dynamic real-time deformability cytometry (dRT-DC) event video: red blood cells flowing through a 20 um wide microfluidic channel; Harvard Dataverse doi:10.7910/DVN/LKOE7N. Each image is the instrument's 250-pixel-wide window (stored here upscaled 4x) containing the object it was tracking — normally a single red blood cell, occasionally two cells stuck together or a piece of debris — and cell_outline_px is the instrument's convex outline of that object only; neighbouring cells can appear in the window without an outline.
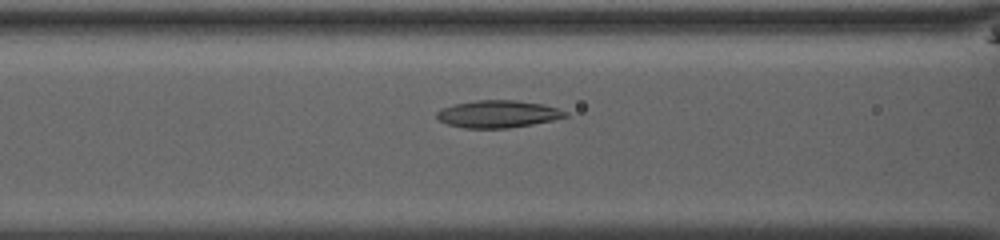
{"species": "common noctule bat (a hibernating species)", "species_latin": "Nyctalus noctula", "temperature_condition": "room temperature", "stored_images_in_passage": 39, "camera_frame_rate_fps": 3000, "um_per_image_px": 0.085, "animal": {"sex": "male", "body_mass_g": 13.0, "forearm_length_mm": 53.1}, "frame": {"image": 1, "passage_image": 10, "time_ms": 3.0, "image_size_px": [1000, 240], "cell_outline_px": [[568, 116], [552, 120], [532, 124], [508, 128], [464, 128], [448, 124], [440, 120], [436, 116], [436, 112], [444, 108], [456, 104], [476, 100], [516, 100], [544, 104], [568, 112]], "centroid_in_image_um": [42.35, 9.69], "position_along_channel_um": 124.3, "area_um2": 20.29}}
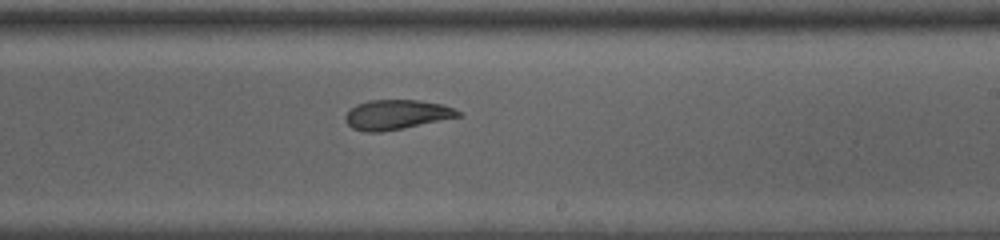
{"frame": {"image": 2, "passage_image": 20, "time_ms": 6.333, "image_size_px": [1000, 240], "cell_outline_px": [[460, 116], [404, 128], [380, 132], [364, 132], [352, 128], [344, 120], [344, 116], [356, 104], [368, 100], [416, 100], [440, 104], [452, 108], [460, 112]], "centroid_in_image_um": [33.64, 9.75], "position_along_channel_um": 255.4, "area_um2": 19.31}}
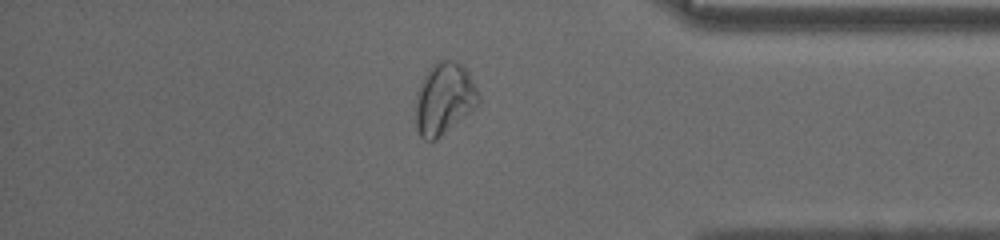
{"frame": {"image": 3, "passage_image": 32, "time_ms": 10.333, "image_size_px": [1000, 240], "cell_outline_px": [[480, 104], [436, 140], [424, 140], [420, 136], [416, 128], [416, 92], [424, 76], [432, 64], [440, 60], [456, 60], [468, 72], [480, 96]], "centroid_in_image_um": [37.75, 8.39], "position_along_channel_um": 397.5, "area_um2": 26.3}, "authors_computed_cell_mechanics": {"area_um2": 20.7502, "velocity_mm_per_s": 3.9235, "shape_relaxation_time_tau1_ms": 5.1118, "shape_relaxation_time_tau2_ms": 2.5954, "deformation_change_tau1": 0.1396, "deformation_change_tau2": 0.1028}}